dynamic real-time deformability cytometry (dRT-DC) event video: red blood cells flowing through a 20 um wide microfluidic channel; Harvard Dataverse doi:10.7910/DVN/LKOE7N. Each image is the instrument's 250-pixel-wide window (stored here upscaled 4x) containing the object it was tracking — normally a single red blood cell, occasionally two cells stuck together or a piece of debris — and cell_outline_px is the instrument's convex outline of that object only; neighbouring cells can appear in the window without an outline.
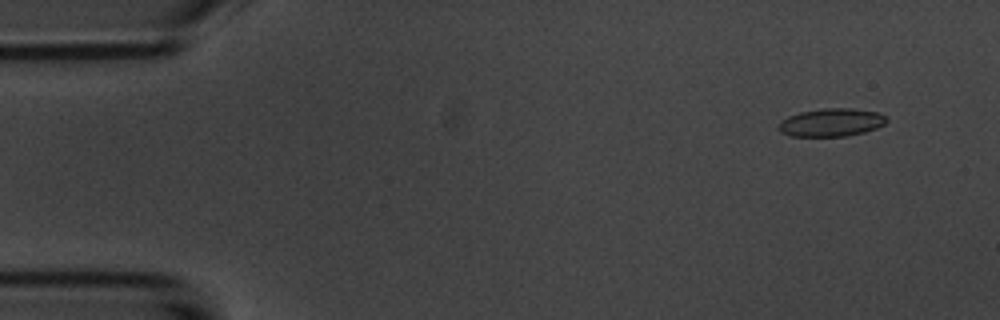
{"species": "common noctule bat (a hibernating species)", "species_latin": "Nyctalus noctula", "temperature_condition": "room temperature", "stored_images_in_passage": 51, "camera_frame_rate_fps": 3000, "um_per_image_px": 0.085, "animal": {"sex": "male", "body_mass_g": 20.1, "forearm_length_mm": 53.5}, "frame": {"image": 1, "passage_image": 1, "time_ms": 0.0, "image_size_px": [1000, 320], "cell_outline_px": [[888, 120], [884, 124], [876, 128], [864, 132], [848, 136], [792, 136], [780, 132], [780, 124], [788, 116], [800, 112], [824, 108], [852, 108], [880, 112]], "centroid_in_image_um": [70.71, 10.4], "position_along_channel_um": 14.3, "area_um2": 17.51}}
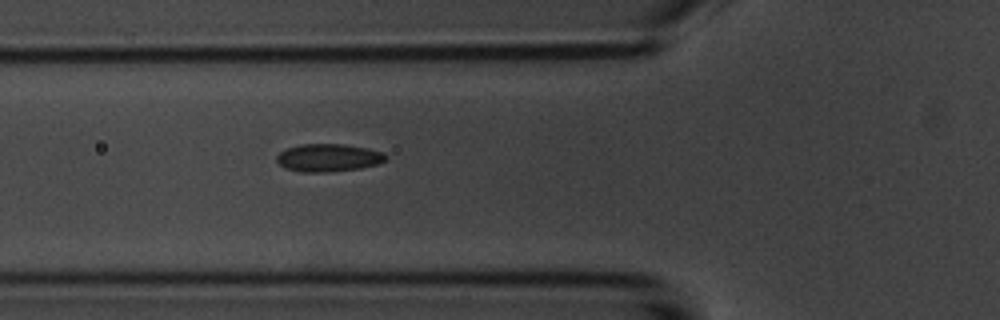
{"frame": {"image": 2, "passage_image": 16, "time_ms": 5.0, "image_size_px": [1000, 320], "cell_outline_px": [[388, 156], [384, 160], [376, 164], [360, 168], [328, 172], [300, 172], [284, 168], [276, 160], [276, 156], [280, 152], [288, 148], [300, 144], [344, 144], [368, 148], [384, 152]], "centroid_in_image_um": [27.9, 13.4], "position_along_channel_um": 97.9, "area_um2": 17.69}}
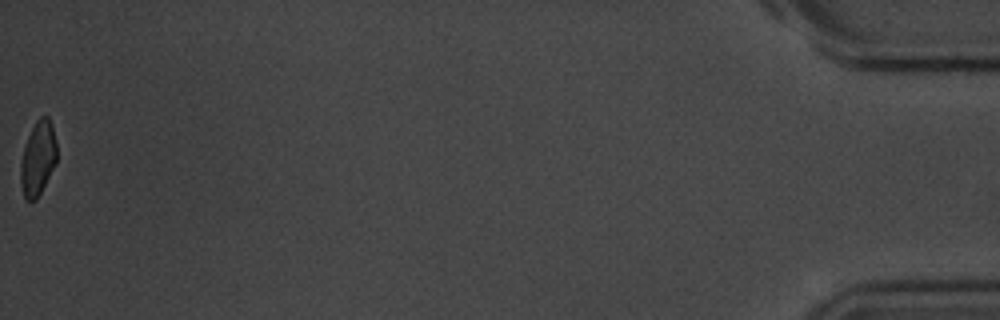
{"frame": {"image": 3, "passage_image": 51, "time_ms": 16.667, "image_size_px": [1000, 320], "cell_outline_px": [[56, 164], [36, 200], [24, 200], [20, 180], [20, 164], [24, 148], [28, 136], [36, 120], [40, 116], [48, 116], [52, 124], [56, 144]], "centroid_in_image_um": [3.22, 13.46], "position_along_channel_um": 432.0, "area_um2": 15.66}, "authors_computed_cell_mechanics": {"area_um2": 17.5134, "velocity_mm_per_s": 3.7203, "shape_relaxation_time_tau1_ms": 2.497, "shape_relaxation_time_tau2_ms": 3.2621, "deformation_change_tau1": 0.099, "deformation_change_tau2": 0.0989}}